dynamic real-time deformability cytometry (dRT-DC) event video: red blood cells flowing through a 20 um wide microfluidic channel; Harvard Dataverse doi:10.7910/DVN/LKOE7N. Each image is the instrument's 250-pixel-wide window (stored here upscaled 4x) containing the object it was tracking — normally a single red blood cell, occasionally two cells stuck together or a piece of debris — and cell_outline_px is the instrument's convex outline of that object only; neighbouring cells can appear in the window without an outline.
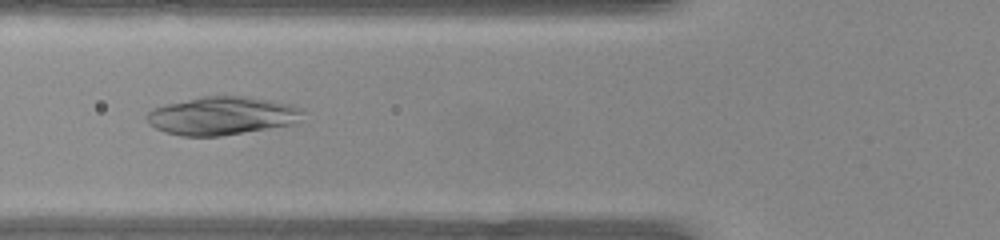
{"species": "common noctule bat (a hibernating species)", "species_latin": "Nyctalus noctula", "temperature_condition": "warm", "stored_images_in_passage": 50, "camera_frame_rate_fps": 3000, "um_per_image_px": 0.085, "animal": {"sex": "female", "body_mass_g": 22.0, "forearm_length_mm": 56.7}, "frame": {"image": 1, "passage_image": 18, "time_ms": 5.667, "image_size_px": [1000, 240], "cell_outline_px": [[304, 108], [296, 124], [220, 136], [180, 136], [164, 132], [148, 124], [144, 120], [144, 116], [152, 108], [164, 104], [200, 96], [244, 96], [292, 104]], "centroid_in_image_um": [18.82, 9.84], "position_along_channel_um": 107.0, "area_um2": 35.14}}
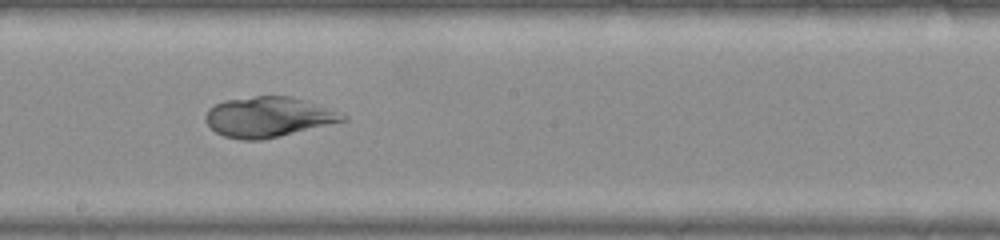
{"frame": {"image": 2, "passage_image": 27, "time_ms": 8.667, "image_size_px": [1000, 240], "cell_outline_px": [[348, 120], [280, 136], [260, 140], [240, 140], [224, 136], [216, 132], [208, 124], [204, 116], [208, 108], [224, 100], [256, 96], [288, 96], [344, 112], [348, 116]], "centroid_in_image_um": [22.83, 9.95], "position_along_channel_um": 225.4, "area_um2": 32.14}}
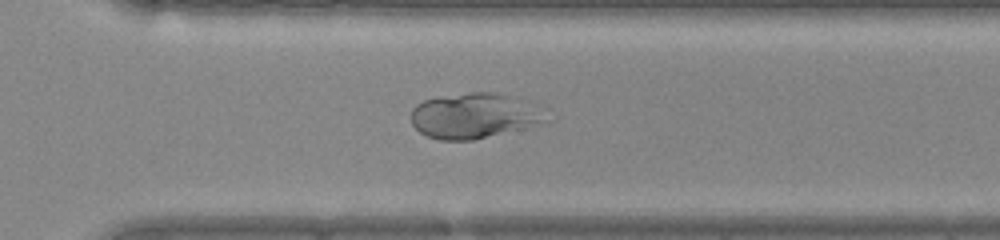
{"frame": {"image": 3, "passage_image": 35, "time_ms": 11.333, "image_size_px": [1000, 240], "cell_outline_px": [[540, 120], [536, 124], [472, 140], [440, 140], [428, 136], [420, 132], [412, 124], [412, 108], [416, 104], [424, 100], [436, 96], [468, 92], [492, 92], [512, 96], [528, 100]], "centroid_in_image_um": [40.1, 9.82], "position_along_channel_um": 330.5, "area_um2": 34.45}}